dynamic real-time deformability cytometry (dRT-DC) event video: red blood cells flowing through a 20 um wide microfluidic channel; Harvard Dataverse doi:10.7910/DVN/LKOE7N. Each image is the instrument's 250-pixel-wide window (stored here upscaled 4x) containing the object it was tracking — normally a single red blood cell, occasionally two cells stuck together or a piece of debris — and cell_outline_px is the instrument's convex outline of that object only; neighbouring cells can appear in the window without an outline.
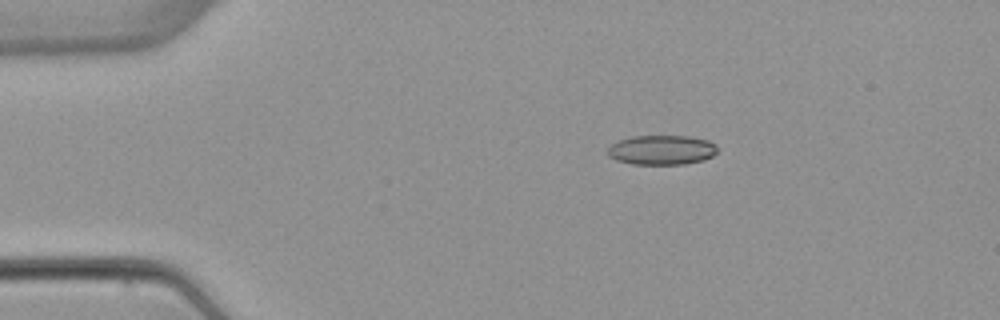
{"species": "common noctule bat (a hibernating species)", "species_latin": "Nyctalus noctula", "temperature_condition": "warm", "stored_images_in_passage": 5, "camera_frame_rate_fps": 3000, "um_per_image_px": 0.085, "animal": {"sex": "female", "body_mass_g": 22.7, "forearm_length_mm": 54.2}, "frame": {"image": 1, "passage_image": 3, "time_ms": 2.333, "image_size_px": [1000, 320], "cell_outline_px": [[716, 152], [712, 156], [704, 160], [684, 164], [632, 164], [616, 160], [608, 156], [608, 148], [616, 140], [632, 136], [688, 136], [708, 140], [716, 144]], "centroid_in_image_um": [56.22, 12.74], "position_along_channel_um": 28.8, "area_um2": 19.02}}
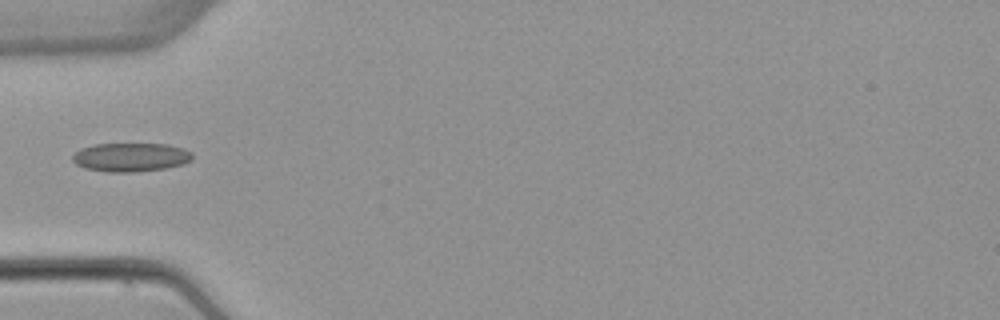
{"frame": {"image": 2, "passage_image": 5, "time_ms": 5.0, "image_size_px": [1000, 320], "cell_outline_px": [[192, 160], [184, 164], [164, 168], [136, 172], [108, 172], [84, 168], [76, 164], [72, 160], [72, 156], [80, 148], [96, 144], [168, 144], [184, 148], [192, 152]], "centroid_in_image_um": [11.12, 13.36], "position_along_channel_um": 73.9, "area_um2": 20.17}}